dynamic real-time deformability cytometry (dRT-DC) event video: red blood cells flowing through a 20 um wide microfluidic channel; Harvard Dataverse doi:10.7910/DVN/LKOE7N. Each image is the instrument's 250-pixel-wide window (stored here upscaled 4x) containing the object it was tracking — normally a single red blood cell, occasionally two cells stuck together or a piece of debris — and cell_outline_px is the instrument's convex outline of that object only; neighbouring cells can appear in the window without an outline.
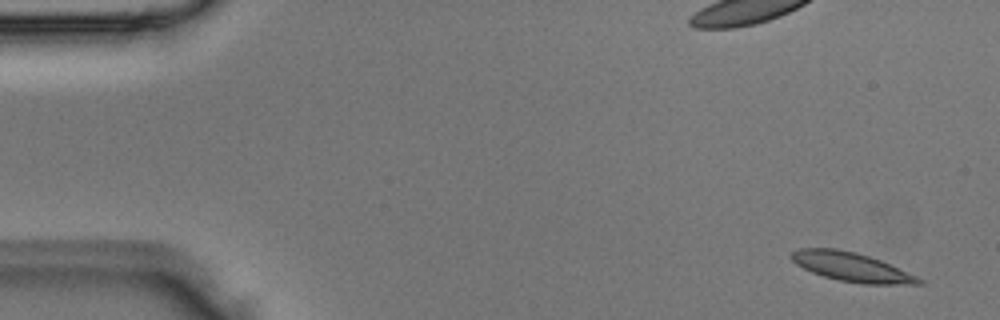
{"species": "Egyptian fruit bat (a non-hibernating species)", "species_latin": "Rousettus aegyptiacus", "temperature_condition": "room temperature", "stored_images_in_passage": 5, "camera_frame_rate_fps": 3000, "um_per_image_px": 0.085, "animal": {"sex": "male"}, "frame": {"image": 1, "passage_image": 1, "time_ms": 0.0, "image_size_px": [1000, 320], "cell_outline_px": [[924, 284], [860, 284], [840, 280], [824, 276], [812, 272], [796, 264], [788, 256], [792, 252], [800, 248], [836, 248], [856, 252], [880, 260], [916, 276], [924, 280]], "centroid_in_image_um": [72.36, 22.69], "position_along_channel_um": 12.6, "area_um2": 21.39}}